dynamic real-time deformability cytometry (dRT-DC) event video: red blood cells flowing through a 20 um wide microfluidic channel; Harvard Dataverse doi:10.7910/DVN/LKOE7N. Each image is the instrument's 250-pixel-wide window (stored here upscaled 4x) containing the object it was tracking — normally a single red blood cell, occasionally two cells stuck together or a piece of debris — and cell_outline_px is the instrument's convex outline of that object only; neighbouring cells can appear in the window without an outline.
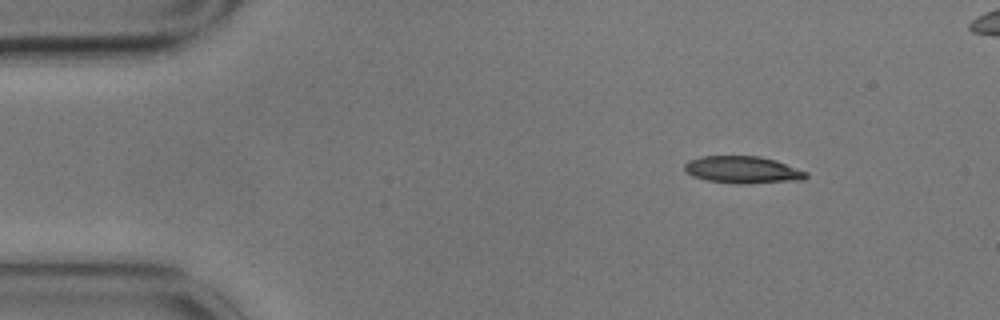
{"species": "common noctule bat (a hibernating species)", "species_latin": "Nyctalus noctula", "temperature_condition": "cold", "stored_images_in_passage": 4, "camera_frame_rate_fps": 3000, "um_per_image_px": 0.085, "animal": {"sex": "male", "body_mass_g": 17.9}, "frame": {"image": 1, "passage_image": 1, "time_ms": 0.0, "image_size_px": [1000, 320], "cell_outline_px": [[808, 176], [804, 180], [744, 184], [736, 184], [708, 180], [692, 176], [684, 168], [684, 164], [688, 160], [700, 156], [760, 156], [776, 160], [808, 172]], "centroid_in_image_um": [63.15, 14.43], "position_along_channel_um": 21.8, "area_um2": 19.36}}